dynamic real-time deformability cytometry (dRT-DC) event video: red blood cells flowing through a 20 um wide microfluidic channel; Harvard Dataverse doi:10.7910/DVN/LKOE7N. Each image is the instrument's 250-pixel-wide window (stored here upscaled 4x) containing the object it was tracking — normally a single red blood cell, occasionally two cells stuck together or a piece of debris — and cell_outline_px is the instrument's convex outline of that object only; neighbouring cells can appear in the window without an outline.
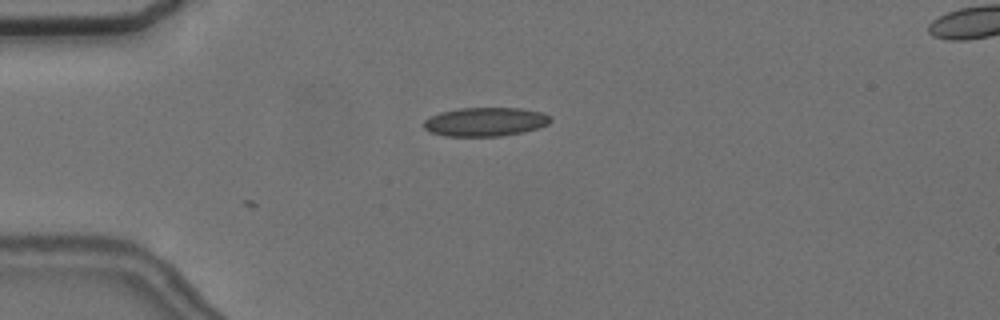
{"species": "common noctule bat (a hibernating species)", "species_latin": "Nyctalus noctula", "temperature_condition": "cold", "stored_images_in_passage": 2, "camera_frame_rate_fps": 3000, "um_per_image_px": 0.085, "animal": {"sex": "female", "body_mass_g": 24.6, "forearm_length_mm": 56.2}, "frame": {"image": 1, "passage_image": 2, "time_ms": 0.333, "image_size_px": [1000, 320], "cell_outline_px": [[552, 120], [548, 124], [536, 128], [520, 132], [500, 136], [444, 136], [428, 132], [424, 128], [424, 120], [440, 112], [460, 108], [520, 108], [544, 112]], "centroid_in_image_um": [41.22, 10.35], "position_along_channel_um": 43.8, "area_um2": 21.21}}